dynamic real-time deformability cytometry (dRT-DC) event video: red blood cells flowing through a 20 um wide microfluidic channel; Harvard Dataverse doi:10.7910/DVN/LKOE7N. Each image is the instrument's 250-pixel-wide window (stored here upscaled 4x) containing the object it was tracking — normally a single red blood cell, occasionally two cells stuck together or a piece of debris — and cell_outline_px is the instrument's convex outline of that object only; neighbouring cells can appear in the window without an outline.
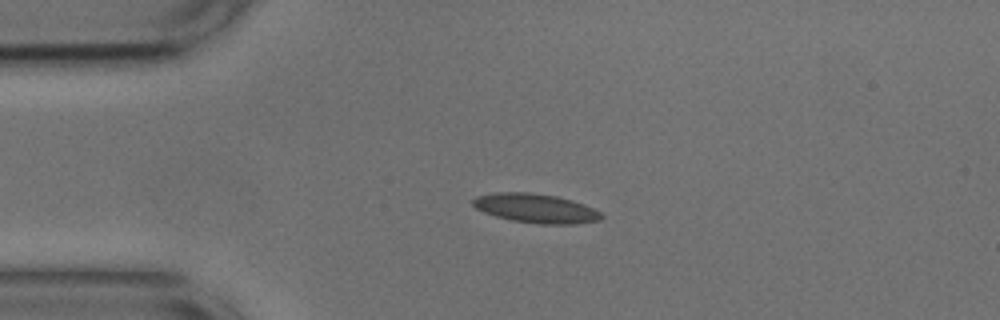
{"species": "common noctule bat (a hibernating species)", "species_latin": "Nyctalus noctula", "temperature_condition": "cold", "stored_images_in_passage": 46, "camera_frame_rate_fps": 3000, "um_per_image_px": 0.085, "animal": {"sex": "male", "body_mass_g": 17.9, "forearm_length_mm": 54.2}, "frame": {"image": 1, "passage_image": 11, "time_ms": 3.333, "image_size_px": [1000, 320], "cell_outline_px": [[604, 216], [600, 220], [572, 224], [540, 224], [512, 220], [496, 216], [484, 212], [476, 208], [472, 204], [472, 200], [476, 196], [496, 192], [528, 192], [556, 196], [572, 200], [584, 204], [600, 212]], "centroid_in_image_um": [45.53, 17.7], "position_along_channel_um": 39.5, "area_um2": 21.73}}
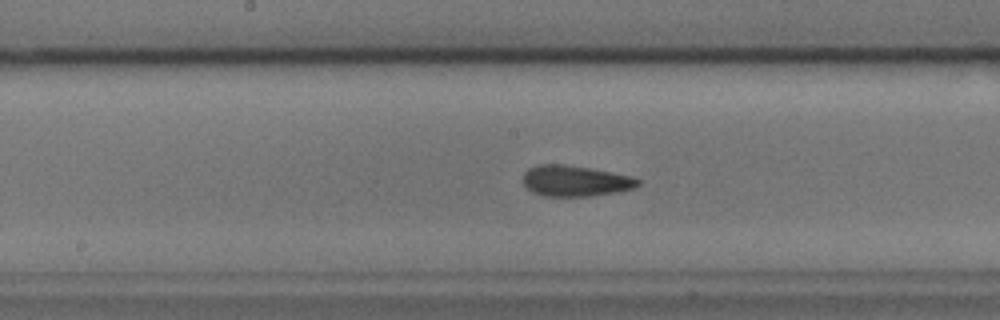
{"frame": {"image": 2, "passage_image": 26, "time_ms": 8.333, "image_size_px": [1000, 320], "cell_outline_px": [[640, 184], [636, 188], [616, 192], [588, 196], [544, 196], [532, 192], [524, 184], [524, 172], [528, 168], [540, 164], [564, 164], [588, 168], [628, 176], [640, 180]], "centroid_in_image_um": [48.87, 15.38], "position_along_channel_um": 199.3, "area_um2": 20.4}}
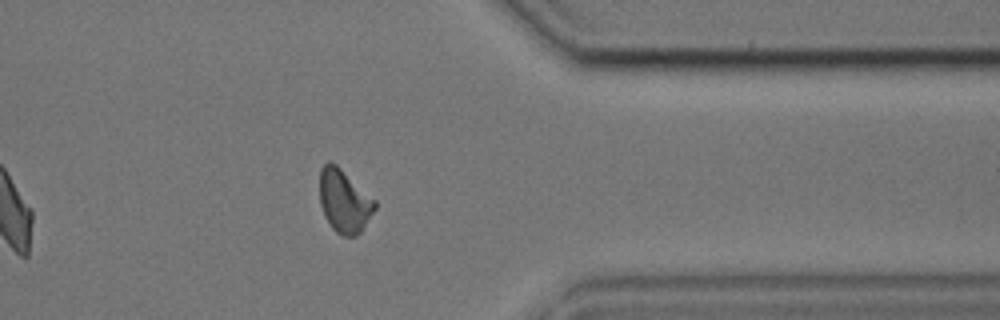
{"frame": {"image": 3, "passage_image": 42, "time_ms": 13.667, "image_size_px": [1000, 320], "cell_outline_px": [[376, 208], [360, 232], [356, 236], [344, 236], [336, 232], [332, 228], [324, 216], [320, 204], [320, 168], [328, 160], [332, 160], [376, 200]], "centroid_in_image_um": [29.25, 17.07], "position_along_channel_um": 382.2, "area_um2": 20.4}, "authors_computed_cell_mechanics": {"area_um2": 20.4034, "velocity_mm_per_s": 3.6671, "shape_relaxation_time_tau1_ms": 2.5608, "shape_relaxation_time_tau2_ms": 1.8958, "deformation_change_tau1": 0.109, "deformation_change_tau2": 0.1075}}